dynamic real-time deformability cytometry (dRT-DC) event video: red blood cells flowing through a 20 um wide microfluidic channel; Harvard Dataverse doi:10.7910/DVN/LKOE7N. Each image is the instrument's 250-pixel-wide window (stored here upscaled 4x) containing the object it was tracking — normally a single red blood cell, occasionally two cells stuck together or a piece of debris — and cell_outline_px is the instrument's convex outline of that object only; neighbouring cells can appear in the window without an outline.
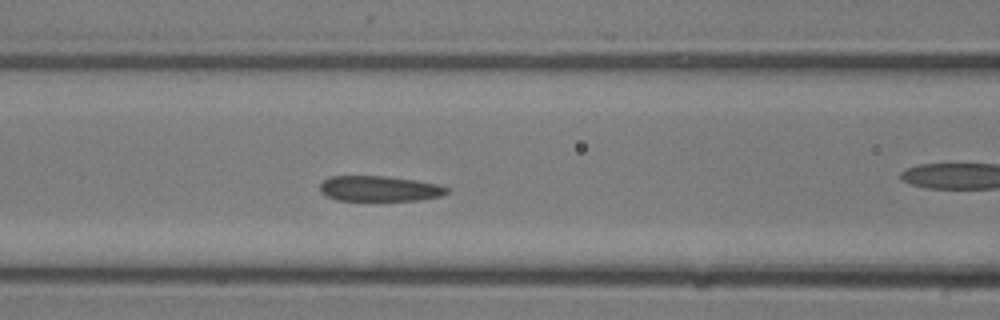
{"species": "common noctule bat (a hibernating species)", "species_latin": "Nyctalus noctula", "temperature_condition": "room temperature", "stored_images_in_passage": 15, "camera_frame_rate_fps": 3000, "um_per_image_px": 0.085, "animal": {"sex": "male", "body_mass_g": 13.3}, "frame": {"image": 1, "passage_image": 9, "time_ms": 2.667, "image_size_px": [1000, 320], "cell_outline_px": [[448, 192], [440, 196], [420, 200], [336, 200], [320, 192], [320, 184], [328, 176], [384, 176], [416, 180], [436, 184], [448, 188]], "centroid_in_image_um": [32.22, 16.03], "position_along_channel_um": 134.4, "area_um2": 18.67}}
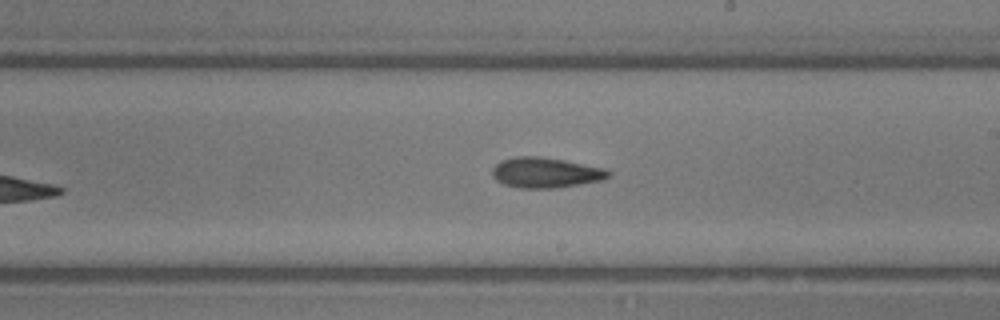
{"frame": {"image": 2, "passage_image": 15, "time_ms": 4.667, "image_size_px": [1000, 320], "cell_outline_px": [[612, 176], [600, 180], [580, 184], [556, 188], [520, 188], [504, 184], [496, 180], [492, 176], [492, 168], [500, 160], [516, 156], [540, 156], [564, 160], [608, 168], [612, 172]], "centroid_in_image_um": [46.4, 14.66], "position_along_channel_um": 242.6, "area_um2": 20.81}}